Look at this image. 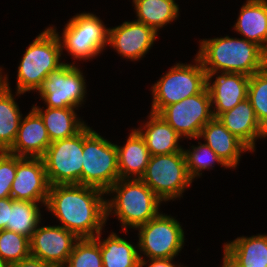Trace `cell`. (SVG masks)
<instances>
[{
	"instance_id": "obj_1",
	"label": "cell",
	"mask_w": 267,
	"mask_h": 267,
	"mask_svg": "<svg viewBox=\"0 0 267 267\" xmlns=\"http://www.w3.org/2000/svg\"><path fill=\"white\" fill-rule=\"evenodd\" d=\"M104 194L85 185H51L45 209L78 238H95L107 222Z\"/></svg>"
},
{
	"instance_id": "obj_2",
	"label": "cell",
	"mask_w": 267,
	"mask_h": 267,
	"mask_svg": "<svg viewBox=\"0 0 267 267\" xmlns=\"http://www.w3.org/2000/svg\"><path fill=\"white\" fill-rule=\"evenodd\" d=\"M196 56L205 71L252 76L267 65L263 49L245 38L224 37L199 40Z\"/></svg>"
},
{
	"instance_id": "obj_3",
	"label": "cell",
	"mask_w": 267,
	"mask_h": 267,
	"mask_svg": "<svg viewBox=\"0 0 267 267\" xmlns=\"http://www.w3.org/2000/svg\"><path fill=\"white\" fill-rule=\"evenodd\" d=\"M106 219L116 215L123 232L156 217L163 201L141 179H118L106 192ZM115 194V195H114Z\"/></svg>"
},
{
	"instance_id": "obj_4",
	"label": "cell",
	"mask_w": 267,
	"mask_h": 267,
	"mask_svg": "<svg viewBox=\"0 0 267 267\" xmlns=\"http://www.w3.org/2000/svg\"><path fill=\"white\" fill-rule=\"evenodd\" d=\"M61 45L57 34L45 28L29 44L21 58L17 70L16 97L35 91L41 87L47 75L65 62L61 61Z\"/></svg>"
},
{
	"instance_id": "obj_5",
	"label": "cell",
	"mask_w": 267,
	"mask_h": 267,
	"mask_svg": "<svg viewBox=\"0 0 267 267\" xmlns=\"http://www.w3.org/2000/svg\"><path fill=\"white\" fill-rule=\"evenodd\" d=\"M82 163L81 185L106 192L120 179L116 144L88 125L83 128Z\"/></svg>"
},
{
	"instance_id": "obj_6",
	"label": "cell",
	"mask_w": 267,
	"mask_h": 267,
	"mask_svg": "<svg viewBox=\"0 0 267 267\" xmlns=\"http://www.w3.org/2000/svg\"><path fill=\"white\" fill-rule=\"evenodd\" d=\"M50 28L58 36L62 53L66 50L74 60L90 61L107 49L109 28L93 13L74 15L65 24L62 36L55 26Z\"/></svg>"
},
{
	"instance_id": "obj_7",
	"label": "cell",
	"mask_w": 267,
	"mask_h": 267,
	"mask_svg": "<svg viewBox=\"0 0 267 267\" xmlns=\"http://www.w3.org/2000/svg\"><path fill=\"white\" fill-rule=\"evenodd\" d=\"M193 63H176L152 85L150 112L158 114L165 106L196 95L207 86L206 71L196 55Z\"/></svg>"
},
{
	"instance_id": "obj_8",
	"label": "cell",
	"mask_w": 267,
	"mask_h": 267,
	"mask_svg": "<svg viewBox=\"0 0 267 267\" xmlns=\"http://www.w3.org/2000/svg\"><path fill=\"white\" fill-rule=\"evenodd\" d=\"M141 180L165 203L183 197L193 182L183 152L150 156Z\"/></svg>"
},
{
	"instance_id": "obj_9",
	"label": "cell",
	"mask_w": 267,
	"mask_h": 267,
	"mask_svg": "<svg viewBox=\"0 0 267 267\" xmlns=\"http://www.w3.org/2000/svg\"><path fill=\"white\" fill-rule=\"evenodd\" d=\"M135 230L139 231L138 254L141 253L149 259L174 258L184 247L182 225L177 219L161 211Z\"/></svg>"
},
{
	"instance_id": "obj_10",
	"label": "cell",
	"mask_w": 267,
	"mask_h": 267,
	"mask_svg": "<svg viewBox=\"0 0 267 267\" xmlns=\"http://www.w3.org/2000/svg\"><path fill=\"white\" fill-rule=\"evenodd\" d=\"M82 70L73 63H64L51 71L38 93L48 108H79L84 104L87 85Z\"/></svg>"
},
{
	"instance_id": "obj_11",
	"label": "cell",
	"mask_w": 267,
	"mask_h": 267,
	"mask_svg": "<svg viewBox=\"0 0 267 267\" xmlns=\"http://www.w3.org/2000/svg\"><path fill=\"white\" fill-rule=\"evenodd\" d=\"M42 159L50 185H81L83 129L72 137L52 142Z\"/></svg>"
},
{
	"instance_id": "obj_12",
	"label": "cell",
	"mask_w": 267,
	"mask_h": 267,
	"mask_svg": "<svg viewBox=\"0 0 267 267\" xmlns=\"http://www.w3.org/2000/svg\"><path fill=\"white\" fill-rule=\"evenodd\" d=\"M181 137L199 138L203 126L213 118L207 86L198 94L165 106L158 113Z\"/></svg>"
},
{
	"instance_id": "obj_13",
	"label": "cell",
	"mask_w": 267,
	"mask_h": 267,
	"mask_svg": "<svg viewBox=\"0 0 267 267\" xmlns=\"http://www.w3.org/2000/svg\"><path fill=\"white\" fill-rule=\"evenodd\" d=\"M78 239L62 226L38 225L30 238V253L51 267H64Z\"/></svg>"
},
{
	"instance_id": "obj_14",
	"label": "cell",
	"mask_w": 267,
	"mask_h": 267,
	"mask_svg": "<svg viewBox=\"0 0 267 267\" xmlns=\"http://www.w3.org/2000/svg\"><path fill=\"white\" fill-rule=\"evenodd\" d=\"M50 183L42 158L16 155V174L11 185V198L43 204L48 198Z\"/></svg>"
},
{
	"instance_id": "obj_15",
	"label": "cell",
	"mask_w": 267,
	"mask_h": 267,
	"mask_svg": "<svg viewBox=\"0 0 267 267\" xmlns=\"http://www.w3.org/2000/svg\"><path fill=\"white\" fill-rule=\"evenodd\" d=\"M157 35L152 28L142 22L124 21L121 25L109 28L108 45L121 57L140 61L153 47Z\"/></svg>"
},
{
	"instance_id": "obj_16",
	"label": "cell",
	"mask_w": 267,
	"mask_h": 267,
	"mask_svg": "<svg viewBox=\"0 0 267 267\" xmlns=\"http://www.w3.org/2000/svg\"><path fill=\"white\" fill-rule=\"evenodd\" d=\"M206 76L214 118L247 98L250 76L220 71H206Z\"/></svg>"
},
{
	"instance_id": "obj_17",
	"label": "cell",
	"mask_w": 267,
	"mask_h": 267,
	"mask_svg": "<svg viewBox=\"0 0 267 267\" xmlns=\"http://www.w3.org/2000/svg\"><path fill=\"white\" fill-rule=\"evenodd\" d=\"M50 144L44 122L32 108L21 118L15 141L7 152L19 157L42 158Z\"/></svg>"
},
{
	"instance_id": "obj_18",
	"label": "cell",
	"mask_w": 267,
	"mask_h": 267,
	"mask_svg": "<svg viewBox=\"0 0 267 267\" xmlns=\"http://www.w3.org/2000/svg\"><path fill=\"white\" fill-rule=\"evenodd\" d=\"M225 128L241 140L252 152L256 150V141L267 137V131L260 125L248 98L233 109L217 117Z\"/></svg>"
},
{
	"instance_id": "obj_19",
	"label": "cell",
	"mask_w": 267,
	"mask_h": 267,
	"mask_svg": "<svg viewBox=\"0 0 267 267\" xmlns=\"http://www.w3.org/2000/svg\"><path fill=\"white\" fill-rule=\"evenodd\" d=\"M218 155L229 169L239 165L241 154L251 150L235 135L230 133L218 118H212L202 128L199 138Z\"/></svg>"
},
{
	"instance_id": "obj_20",
	"label": "cell",
	"mask_w": 267,
	"mask_h": 267,
	"mask_svg": "<svg viewBox=\"0 0 267 267\" xmlns=\"http://www.w3.org/2000/svg\"><path fill=\"white\" fill-rule=\"evenodd\" d=\"M223 250L222 260L230 267H267V234L237 237Z\"/></svg>"
},
{
	"instance_id": "obj_21",
	"label": "cell",
	"mask_w": 267,
	"mask_h": 267,
	"mask_svg": "<svg viewBox=\"0 0 267 267\" xmlns=\"http://www.w3.org/2000/svg\"><path fill=\"white\" fill-rule=\"evenodd\" d=\"M147 122V123H146ZM135 128L143 137L151 156L183 152L181 137L159 114L149 113L148 121Z\"/></svg>"
},
{
	"instance_id": "obj_22",
	"label": "cell",
	"mask_w": 267,
	"mask_h": 267,
	"mask_svg": "<svg viewBox=\"0 0 267 267\" xmlns=\"http://www.w3.org/2000/svg\"><path fill=\"white\" fill-rule=\"evenodd\" d=\"M233 29L264 49L267 42V0H246Z\"/></svg>"
},
{
	"instance_id": "obj_23",
	"label": "cell",
	"mask_w": 267,
	"mask_h": 267,
	"mask_svg": "<svg viewBox=\"0 0 267 267\" xmlns=\"http://www.w3.org/2000/svg\"><path fill=\"white\" fill-rule=\"evenodd\" d=\"M130 131L123 146L116 144L120 179H141L151 155L139 132L133 128Z\"/></svg>"
},
{
	"instance_id": "obj_24",
	"label": "cell",
	"mask_w": 267,
	"mask_h": 267,
	"mask_svg": "<svg viewBox=\"0 0 267 267\" xmlns=\"http://www.w3.org/2000/svg\"><path fill=\"white\" fill-rule=\"evenodd\" d=\"M2 71L0 67V151H8L15 141L23 114L12 94L8 75H3Z\"/></svg>"
},
{
	"instance_id": "obj_25",
	"label": "cell",
	"mask_w": 267,
	"mask_h": 267,
	"mask_svg": "<svg viewBox=\"0 0 267 267\" xmlns=\"http://www.w3.org/2000/svg\"><path fill=\"white\" fill-rule=\"evenodd\" d=\"M32 108L41 116L52 142L78 134L87 124L77 116V108Z\"/></svg>"
},
{
	"instance_id": "obj_26",
	"label": "cell",
	"mask_w": 267,
	"mask_h": 267,
	"mask_svg": "<svg viewBox=\"0 0 267 267\" xmlns=\"http://www.w3.org/2000/svg\"><path fill=\"white\" fill-rule=\"evenodd\" d=\"M101 235L102 231L95 238L100 245L103 267H140L138 244H131L114 232L106 239H101Z\"/></svg>"
},
{
	"instance_id": "obj_27",
	"label": "cell",
	"mask_w": 267,
	"mask_h": 267,
	"mask_svg": "<svg viewBox=\"0 0 267 267\" xmlns=\"http://www.w3.org/2000/svg\"><path fill=\"white\" fill-rule=\"evenodd\" d=\"M133 6L135 20L152 28L157 34L161 28L176 20L180 13L175 0H136Z\"/></svg>"
},
{
	"instance_id": "obj_28",
	"label": "cell",
	"mask_w": 267,
	"mask_h": 267,
	"mask_svg": "<svg viewBox=\"0 0 267 267\" xmlns=\"http://www.w3.org/2000/svg\"><path fill=\"white\" fill-rule=\"evenodd\" d=\"M38 204L29 201L14 200L11 198V207H9V222L6 230L22 234L29 239L41 224V210Z\"/></svg>"
},
{
	"instance_id": "obj_29",
	"label": "cell",
	"mask_w": 267,
	"mask_h": 267,
	"mask_svg": "<svg viewBox=\"0 0 267 267\" xmlns=\"http://www.w3.org/2000/svg\"><path fill=\"white\" fill-rule=\"evenodd\" d=\"M186 167L188 174L192 180L202 175V170L213 169V165L217 164L229 169L218 155L204 142H198L197 146L192 145L191 149H184Z\"/></svg>"
},
{
	"instance_id": "obj_30",
	"label": "cell",
	"mask_w": 267,
	"mask_h": 267,
	"mask_svg": "<svg viewBox=\"0 0 267 267\" xmlns=\"http://www.w3.org/2000/svg\"><path fill=\"white\" fill-rule=\"evenodd\" d=\"M247 98L260 125L267 131V65L250 76Z\"/></svg>"
},
{
	"instance_id": "obj_31",
	"label": "cell",
	"mask_w": 267,
	"mask_h": 267,
	"mask_svg": "<svg viewBox=\"0 0 267 267\" xmlns=\"http://www.w3.org/2000/svg\"><path fill=\"white\" fill-rule=\"evenodd\" d=\"M64 267H103L98 240L96 238H79Z\"/></svg>"
},
{
	"instance_id": "obj_32",
	"label": "cell",
	"mask_w": 267,
	"mask_h": 267,
	"mask_svg": "<svg viewBox=\"0 0 267 267\" xmlns=\"http://www.w3.org/2000/svg\"><path fill=\"white\" fill-rule=\"evenodd\" d=\"M30 239L10 230H0V257L9 263L30 256Z\"/></svg>"
},
{
	"instance_id": "obj_33",
	"label": "cell",
	"mask_w": 267,
	"mask_h": 267,
	"mask_svg": "<svg viewBox=\"0 0 267 267\" xmlns=\"http://www.w3.org/2000/svg\"><path fill=\"white\" fill-rule=\"evenodd\" d=\"M16 174V155L0 151V198L11 197V185Z\"/></svg>"
},
{
	"instance_id": "obj_34",
	"label": "cell",
	"mask_w": 267,
	"mask_h": 267,
	"mask_svg": "<svg viewBox=\"0 0 267 267\" xmlns=\"http://www.w3.org/2000/svg\"><path fill=\"white\" fill-rule=\"evenodd\" d=\"M140 267H184L183 265H176L175 262L173 263L174 258H159V259H145L140 254ZM150 263V264H148ZM148 264V266H147ZM187 267V266H185Z\"/></svg>"
},
{
	"instance_id": "obj_35",
	"label": "cell",
	"mask_w": 267,
	"mask_h": 267,
	"mask_svg": "<svg viewBox=\"0 0 267 267\" xmlns=\"http://www.w3.org/2000/svg\"><path fill=\"white\" fill-rule=\"evenodd\" d=\"M8 267H51L48 263L30 255L23 260L9 263Z\"/></svg>"
},
{
	"instance_id": "obj_36",
	"label": "cell",
	"mask_w": 267,
	"mask_h": 267,
	"mask_svg": "<svg viewBox=\"0 0 267 267\" xmlns=\"http://www.w3.org/2000/svg\"><path fill=\"white\" fill-rule=\"evenodd\" d=\"M9 207H11V197L0 198V230H4L9 222Z\"/></svg>"
},
{
	"instance_id": "obj_37",
	"label": "cell",
	"mask_w": 267,
	"mask_h": 267,
	"mask_svg": "<svg viewBox=\"0 0 267 267\" xmlns=\"http://www.w3.org/2000/svg\"><path fill=\"white\" fill-rule=\"evenodd\" d=\"M9 264L0 257V267H8Z\"/></svg>"
},
{
	"instance_id": "obj_38",
	"label": "cell",
	"mask_w": 267,
	"mask_h": 267,
	"mask_svg": "<svg viewBox=\"0 0 267 267\" xmlns=\"http://www.w3.org/2000/svg\"><path fill=\"white\" fill-rule=\"evenodd\" d=\"M263 53H264L265 58L267 59V42H266L265 48L263 49Z\"/></svg>"
},
{
	"instance_id": "obj_39",
	"label": "cell",
	"mask_w": 267,
	"mask_h": 267,
	"mask_svg": "<svg viewBox=\"0 0 267 267\" xmlns=\"http://www.w3.org/2000/svg\"><path fill=\"white\" fill-rule=\"evenodd\" d=\"M222 267H230V266L223 260Z\"/></svg>"
}]
</instances>
